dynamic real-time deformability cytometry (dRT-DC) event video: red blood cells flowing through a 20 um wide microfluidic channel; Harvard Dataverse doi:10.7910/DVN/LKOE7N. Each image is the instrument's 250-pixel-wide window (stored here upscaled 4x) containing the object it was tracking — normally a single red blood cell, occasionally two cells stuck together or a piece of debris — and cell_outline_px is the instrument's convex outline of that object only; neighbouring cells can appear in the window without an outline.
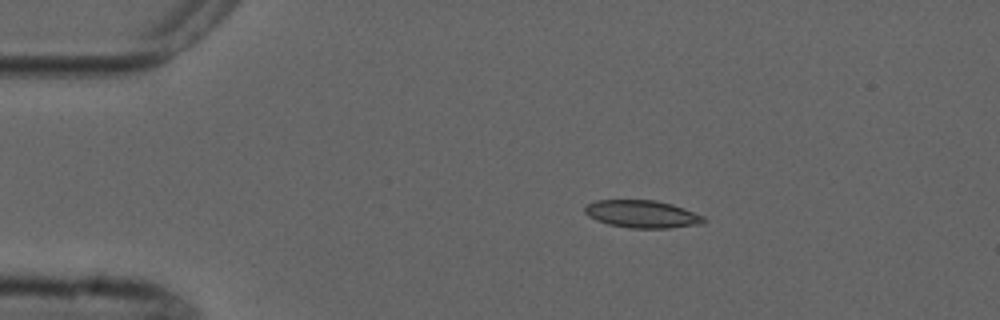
{"species": "common noctule bat (a hibernating species)", "species_latin": "Nyctalus noctula", "temperature_condition": "cold", "stored_images_in_passage": 3, "camera_frame_rate_fps": 3000, "um_per_image_px": 0.085, "animal": {"sex": "male", "forearm_length_mm": 52.5}, "frame": {"image": 1, "passage_image": 1, "time_ms": 0.0, "image_size_px": [1000, 320], "cell_outline_px": [[708, 220], [704, 224], [668, 228], [632, 228], [608, 224], [596, 220], [588, 216], [584, 212], [584, 208], [588, 204], [596, 200], [656, 200], [672, 204], [684, 208], [704, 216]], "centroid_in_image_um": [54.62, 18.2], "position_along_channel_um": 30.4, "area_um2": 19.25}}